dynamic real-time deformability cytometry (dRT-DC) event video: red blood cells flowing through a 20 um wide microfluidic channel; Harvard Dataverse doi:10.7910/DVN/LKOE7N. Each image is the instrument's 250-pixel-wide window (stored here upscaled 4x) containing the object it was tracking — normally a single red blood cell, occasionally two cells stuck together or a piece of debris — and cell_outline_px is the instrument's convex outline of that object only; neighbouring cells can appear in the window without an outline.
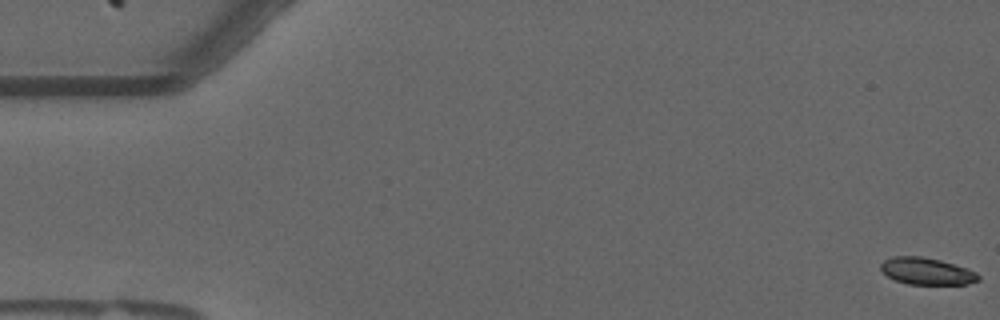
{"species": "common noctule bat (a hibernating species)", "species_latin": "Nyctalus noctula", "temperature_condition": "warm", "stored_images_in_passage": 14, "camera_frame_rate_fps": 3000, "um_per_image_px": 0.085, "animal": {"sex": "male", "forearm_length_mm": 52.5}, "frame": {"image": 1, "passage_image": 1, "time_ms": 0.0, "image_size_px": [1000, 320], "cell_outline_px": [[980, 280], [964, 284], [908, 284], [896, 280], [888, 276], [880, 268], [880, 264], [884, 260], [892, 256], [920, 256], [940, 260], [968, 268], [976, 272], [980, 276]], "centroid_in_image_um": [78.78, 23.04], "position_along_channel_um": 6.2, "area_um2": 15.26}}